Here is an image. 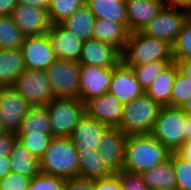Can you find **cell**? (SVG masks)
<instances>
[{
    "label": "cell",
    "instance_id": "11",
    "mask_svg": "<svg viewBox=\"0 0 191 190\" xmlns=\"http://www.w3.org/2000/svg\"><path fill=\"white\" fill-rule=\"evenodd\" d=\"M21 51L26 69L46 71L57 60L47 34L25 37Z\"/></svg>",
    "mask_w": 191,
    "mask_h": 190
},
{
    "label": "cell",
    "instance_id": "1",
    "mask_svg": "<svg viewBox=\"0 0 191 190\" xmlns=\"http://www.w3.org/2000/svg\"><path fill=\"white\" fill-rule=\"evenodd\" d=\"M170 153L152 134L129 135L123 170L141 174L164 162Z\"/></svg>",
    "mask_w": 191,
    "mask_h": 190
},
{
    "label": "cell",
    "instance_id": "17",
    "mask_svg": "<svg viewBox=\"0 0 191 190\" xmlns=\"http://www.w3.org/2000/svg\"><path fill=\"white\" fill-rule=\"evenodd\" d=\"M108 92L125 104L143 95L145 90L137 81L132 68L121 61L113 68V77Z\"/></svg>",
    "mask_w": 191,
    "mask_h": 190
},
{
    "label": "cell",
    "instance_id": "31",
    "mask_svg": "<svg viewBox=\"0 0 191 190\" xmlns=\"http://www.w3.org/2000/svg\"><path fill=\"white\" fill-rule=\"evenodd\" d=\"M174 62V60H161L147 63L144 65L129 67L132 68L134 75L136 76V79L140 83L142 88L146 90L158 77V75L165 71V69Z\"/></svg>",
    "mask_w": 191,
    "mask_h": 190
},
{
    "label": "cell",
    "instance_id": "20",
    "mask_svg": "<svg viewBox=\"0 0 191 190\" xmlns=\"http://www.w3.org/2000/svg\"><path fill=\"white\" fill-rule=\"evenodd\" d=\"M164 6V0H127L126 14L129 31H141Z\"/></svg>",
    "mask_w": 191,
    "mask_h": 190
},
{
    "label": "cell",
    "instance_id": "53",
    "mask_svg": "<svg viewBox=\"0 0 191 190\" xmlns=\"http://www.w3.org/2000/svg\"><path fill=\"white\" fill-rule=\"evenodd\" d=\"M127 0H117L119 3H126Z\"/></svg>",
    "mask_w": 191,
    "mask_h": 190
},
{
    "label": "cell",
    "instance_id": "33",
    "mask_svg": "<svg viewBox=\"0 0 191 190\" xmlns=\"http://www.w3.org/2000/svg\"><path fill=\"white\" fill-rule=\"evenodd\" d=\"M17 141L22 144L32 156L39 160L43 157L46 149L49 147L52 134H16Z\"/></svg>",
    "mask_w": 191,
    "mask_h": 190
},
{
    "label": "cell",
    "instance_id": "8",
    "mask_svg": "<svg viewBox=\"0 0 191 190\" xmlns=\"http://www.w3.org/2000/svg\"><path fill=\"white\" fill-rule=\"evenodd\" d=\"M13 87L31 106H46L55 96L46 71L25 69Z\"/></svg>",
    "mask_w": 191,
    "mask_h": 190
},
{
    "label": "cell",
    "instance_id": "51",
    "mask_svg": "<svg viewBox=\"0 0 191 190\" xmlns=\"http://www.w3.org/2000/svg\"><path fill=\"white\" fill-rule=\"evenodd\" d=\"M5 130H4V127H3V124H2V121H1V118H0V134L1 133H4Z\"/></svg>",
    "mask_w": 191,
    "mask_h": 190
},
{
    "label": "cell",
    "instance_id": "45",
    "mask_svg": "<svg viewBox=\"0 0 191 190\" xmlns=\"http://www.w3.org/2000/svg\"><path fill=\"white\" fill-rule=\"evenodd\" d=\"M176 153L191 162V140L185 141L182 146L176 151Z\"/></svg>",
    "mask_w": 191,
    "mask_h": 190
},
{
    "label": "cell",
    "instance_id": "50",
    "mask_svg": "<svg viewBox=\"0 0 191 190\" xmlns=\"http://www.w3.org/2000/svg\"><path fill=\"white\" fill-rule=\"evenodd\" d=\"M187 114H191V97L186 101V103L181 107Z\"/></svg>",
    "mask_w": 191,
    "mask_h": 190
},
{
    "label": "cell",
    "instance_id": "18",
    "mask_svg": "<svg viewBox=\"0 0 191 190\" xmlns=\"http://www.w3.org/2000/svg\"><path fill=\"white\" fill-rule=\"evenodd\" d=\"M57 59L79 61L83 46L74 33L65 29L61 24L51 25L47 32Z\"/></svg>",
    "mask_w": 191,
    "mask_h": 190
},
{
    "label": "cell",
    "instance_id": "27",
    "mask_svg": "<svg viewBox=\"0 0 191 190\" xmlns=\"http://www.w3.org/2000/svg\"><path fill=\"white\" fill-rule=\"evenodd\" d=\"M11 172L20 173L27 177L33 178L40 170V160L32 156L22 144L18 141L15 142L13 149L8 156Z\"/></svg>",
    "mask_w": 191,
    "mask_h": 190
},
{
    "label": "cell",
    "instance_id": "43",
    "mask_svg": "<svg viewBox=\"0 0 191 190\" xmlns=\"http://www.w3.org/2000/svg\"><path fill=\"white\" fill-rule=\"evenodd\" d=\"M17 7L16 0H0V16L12 15L13 10Z\"/></svg>",
    "mask_w": 191,
    "mask_h": 190
},
{
    "label": "cell",
    "instance_id": "19",
    "mask_svg": "<svg viewBox=\"0 0 191 190\" xmlns=\"http://www.w3.org/2000/svg\"><path fill=\"white\" fill-rule=\"evenodd\" d=\"M108 128V125L85 114L73 129L69 138L77 151L97 150L98 142Z\"/></svg>",
    "mask_w": 191,
    "mask_h": 190
},
{
    "label": "cell",
    "instance_id": "13",
    "mask_svg": "<svg viewBox=\"0 0 191 190\" xmlns=\"http://www.w3.org/2000/svg\"><path fill=\"white\" fill-rule=\"evenodd\" d=\"M113 68L96 65H80L79 99L85 102L109 91Z\"/></svg>",
    "mask_w": 191,
    "mask_h": 190
},
{
    "label": "cell",
    "instance_id": "32",
    "mask_svg": "<svg viewBox=\"0 0 191 190\" xmlns=\"http://www.w3.org/2000/svg\"><path fill=\"white\" fill-rule=\"evenodd\" d=\"M84 3L85 0H50L47 11L51 25L60 24Z\"/></svg>",
    "mask_w": 191,
    "mask_h": 190
},
{
    "label": "cell",
    "instance_id": "7",
    "mask_svg": "<svg viewBox=\"0 0 191 190\" xmlns=\"http://www.w3.org/2000/svg\"><path fill=\"white\" fill-rule=\"evenodd\" d=\"M190 10L180 7L164 6L162 10L142 29L141 32L149 37L175 43L183 25L190 16Z\"/></svg>",
    "mask_w": 191,
    "mask_h": 190
},
{
    "label": "cell",
    "instance_id": "14",
    "mask_svg": "<svg viewBox=\"0 0 191 190\" xmlns=\"http://www.w3.org/2000/svg\"><path fill=\"white\" fill-rule=\"evenodd\" d=\"M85 114L109 127L121 125L123 104L114 95L107 92L101 96L90 98L85 102Z\"/></svg>",
    "mask_w": 191,
    "mask_h": 190
},
{
    "label": "cell",
    "instance_id": "39",
    "mask_svg": "<svg viewBox=\"0 0 191 190\" xmlns=\"http://www.w3.org/2000/svg\"><path fill=\"white\" fill-rule=\"evenodd\" d=\"M117 175L120 179L122 190H150L144 183L140 173L122 170Z\"/></svg>",
    "mask_w": 191,
    "mask_h": 190
},
{
    "label": "cell",
    "instance_id": "4",
    "mask_svg": "<svg viewBox=\"0 0 191 190\" xmlns=\"http://www.w3.org/2000/svg\"><path fill=\"white\" fill-rule=\"evenodd\" d=\"M162 106L143 94L131 102L123 104L122 132L129 135L151 134Z\"/></svg>",
    "mask_w": 191,
    "mask_h": 190
},
{
    "label": "cell",
    "instance_id": "16",
    "mask_svg": "<svg viewBox=\"0 0 191 190\" xmlns=\"http://www.w3.org/2000/svg\"><path fill=\"white\" fill-rule=\"evenodd\" d=\"M12 17L26 37L47 34L51 27L48 11L37 6L17 5Z\"/></svg>",
    "mask_w": 191,
    "mask_h": 190
},
{
    "label": "cell",
    "instance_id": "25",
    "mask_svg": "<svg viewBox=\"0 0 191 190\" xmlns=\"http://www.w3.org/2000/svg\"><path fill=\"white\" fill-rule=\"evenodd\" d=\"M78 176L87 179H101L114 173L100 158L98 150L78 151Z\"/></svg>",
    "mask_w": 191,
    "mask_h": 190
},
{
    "label": "cell",
    "instance_id": "6",
    "mask_svg": "<svg viewBox=\"0 0 191 190\" xmlns=\"http://www.w3.org/2000/svg\"><path fill=\"white\" fill-rule=\"evenodd\" d=\"M50 116L52 136L70 137L85 115V103L79 98H55L46 105Z\"/></svg>",
    "mask_w": 191,
    "mask_h": 190
},
{
    "label": "cell",
    "instance_id": "36",
    "mask_svg": "<svg viewBox=\"0 0 191 190\" xmlns=\"http://www.w3.org/2000/svg\"><path fill=\"white\" fill-rule=\"evenodd\" d=\"M172 47L175 62L191 58V15L184 23L182 31L178 34Z\"/></svg>",
    "mask_w": 191,
    "mask_h": 190
},
{
    "label": "cell",
    "instance_id": "9",
    "mask_svg": "<svg viewBox=\"0 0 191 190\" xmlns=\"http://www.w3.org/2000/svg\"><path fill=\"white\" fill-rule=\"evenodd\" d=\"M79 72L77 61L61 59L46 70L55 98H79Z\"/></svg>",
    "mask_w": 191,
    "mask_h": 190
},
{
    "label": "cell",
    "instance_id": "48",
    "mask_svg": "<svg viewBox=\"0 0 191 190\" xmlns=\"http://www.w3.org/2000/svg\"><path fill=\"white\" fill-rule=\"evenodd\" d=\"M11 172L10 162L8 157H0V180Z\"/></svg>",
    "mask_w": 191,
    "mask_h": 190
},
{
    "label": "cell",
    "instance_id": "38",
    "mask_svg": "<svg viewBox=\"0 0 191 190\" xmlns=\"http://www.w3.org/2000/svg\"><path fill=\"white\" fill-rule=\"evenodd\" d=\"M32 178L10 172L0 180V190H28Z\"/></svg>",
    "mask_w": 191,
    "mask_h": 190
},
{
    "label": "cell",
    "instance_id": "22",
    "mask_svg": "<svg viewBox=\"0 0 191 190\" xmlns=\"http://www.w3.org/2000/svg\"><path fill=\"white\" fill-rule=\"evenodd\" d=\"M25 69L21 49L0 50V87L12 86Z\"/></svg>",
    "mask_w": 191,
    "mask_h": 190
},
{
    "label": "cell",
    "instance_id": "34",
    "mask_svg": "<svg viewBox=\"0 0 191 190\" xmlns=\"http://www.w3.org/2000/svg\"><path fill=\"white\" fill-rule=\"evenodd\" d=\"M191 97V79L180 70L175 75V80L170 96V107L181 108Z\"/></svg>",
    "mask_w": 191,
    "mask_h": 190
},
{
    "label": "cell",
    "instance_id": "52",
    "mask_svg": "<svg viewBox=\"0 0 191 190\" xmlns=\"http://www.w3.org/2000/svg\"><path fill=\"white\" fill-rule=\"evenodd\" d=\"M154 190H178V189H166V188H159V189H154Z\"/></svg>",
    "mask_w": 191,
    "mask_h": 190
},
{
    "label": "cell",
    "instance_id": "35",
    "mask_svg": "<svg viewBox=\"0 0 191 190\" xmlns=\"http://www.w3.org/2000/svg\"><path fill=\"white\" fill-rule=\"evenodd\" d=\"M171 161L178 190H191V162L171 152Z\"/></svg>",
    "mask_w": 191,
    "mask_h": 190
},
{
    "label": "cell",
    "instance_id": "49",
    "mask_svg": "<svg viewBox=\"0 0 191 190\" xmlns=\"http://www.w3.org/2000/svg\"><path fill=\"white\" fill-rule=\"evenodd\" d=\"M191 140V114L186 116L185 141Z\"/></svg>",
    "mask_w": 191,
    "mask_h": 190
},
{
    "label": "cell",
    "instance_id": "3",
    "mask_svg": "<svg viewBox=\"0 0 191 190\" xmlns=\"http://www.w3.org/2000/svg\"><path fill=\"white\" fill-rule=\"evenodd\" d=\"M78 151L69 137H53L40 159L44 174L69 179L78 176Z\"/></svg>",
    "mask_w": 191,
    "mask_h": 190
},
{
    "label": "cell",
    "instance_id": "23",
    "mask_svg": "<svg viewBox=\"0 0 191 190\" xmlns=\"http://www.w3.org/2000/svg\"><path fill=\"white\" fill-rule=\"evenodd\" d=\"M178 70V64L176 62L172 63L165 71L158 75L153 83L145 90V94L155 102H158L162 107H170L171 91Z\"/></svg>",
    "mask_w": 191,
    "mask_h": 190
},
{
    "label": "cell",
    "instance_id": "21",
    "mask_svg": "<svg viewBox=\"0 0 191 190\" xmlns=\"http://www.w3.org/2000/svg\"><path fill=\"white\" fill-rule=\"evenodd\" d=\"M130 33L129 29L121 23L96 18L92 38L114 45L122 52Z\"/></svg>",
    "mask_w": 191,
    "mask_h": 190
},
{
    "label": "cell",
    "instance_id": "47",
    "mask_svg": "<svg viewBox=\"0 0 191 190\" xmlns=\"http://www.w3.org/2000/svg\"><path fill=\"white\" fill-rule=\"evenodd\" d=\"M166 6L185 8L191 11V0H164Z\"/></svg>",
    "mask_w": 191,
    "mask_h": 190
},
{
    "label": "cell",
    "instance_id": "41",
    "mask_svg": "<svg viewBox=\"0 0 191 190\" xmlns=\"http://www.w3.org/2000/svg\"><path fill=\"white\" fill-rule=\"evenodd\" d=\"M63 190H93V180L79 176L65 179Z\"/></svg>",
    "mask_w": 191,
    "mask_h": 190
},
{
    "label": "cell",
    "instance_id": "30",
    "mask_svg": "<svg viewBox=\"0 0 191 190\" xmlns=\"http://www.w3.org/2000/svg\"><path fill=\"white\" fill-rule=\"evenodd\" d=\"M25 35L14 23L12 15L0 16V48L21 49Z\"/></svg>",
    "mask_w": 191,
    "mask_h": 190
},
{
    "label": "cell",
    "instance_id": "10",
    "mask_svg": "<svg viewBox=\"0 0 191 190\" xmlns=\"http://www.w3.org/2000/svg\"><path fill=\"white\" fill-rule=\"evenodd\" d=\"M31 105L13 87H0V118L5 132L17 133Z\"/></svg>",
    "mask_w": 191,
    "mask_h": 190
},
{
    "label": "cell",
    "instance_id": "44",
    "mask_svg": "<svg viewBox=\"0 0 191 190\" xmlns=\"http://www.w3.org/2000/svg\"><path fill=\"white\" fill-rule=\"evenodd\" d=\"M17 5H32L48 10L50 0H16Z\"/></svg>",
    "mask_w": 191,
    "mask_h": 190
},
{
    "label": "cell",
    "instance_id": "12",
    "mask_svg": "<svg viewBox=\"0 0 191 190\" xmlns=\"http://www.w3.org/2000/svg\"><path fill=\"white\" fill-rule=\"evenodd\" d=\"M127 135L119 127H109L98 142L100 158L114 173L123 170Z\"/></svg>",
    "mask_w": 191,
    "mask_h": 190
},
{
    "label": "cell",
    "instance_id": "15",
    "mask_svg": "<svg viewBox=\"0 0 191 190\" xmlns=\"http://www.w3.org/2000/svg\"><path fill=\"white\" fill-rule=\"evenodd\" d=\"M122 61L121 51L109 43L91 38L83 42L80 65H96L103 68H114Z\"/></svg>",
    "mask_w": 191,
    "mask_h": 190
},
{
    "label": "cell",
    "instance_id": "28",
    "mask_svg": "<svg viewBox=\"0 0 191 190\" xmlns=\"http://www.w3.org/2000/svg\"><path fill=\"white\" fill-rule=\"evenodd\" d=\"M86 6L98 19H109L128 28L126 3L117 0H85Z\"/></svg>",
    "mask_w": 191,
    "mask_h": 190
},
{
    "label": "cell",
    "instance_id": "40",
    "mask_svg": "<svg viewBox=\"0 0 191 190\" xmlns=\"http://www.w3.org/2000/svg\"><path fill=\"white\" fill-rule=\"evenodd\" d=\"M93 190H122L121 182L117 174L106 178L93 180Z\"/></svg>",
    "mask_w": 191,
    "mask_h": 190
},
{
    "label": "cell",
    "instance_id": "26",
    "mask_svg": "<svg viewBox=\"0 0 191 190\" xmlns=\"http://www.w3.org/2000/svg\"><path fill=\"white\" fill-rule=\"evenodd\" d=\"M95 19L94 14L84 3L60 24L84 42L92 38Z\"/></svg>",
    "mask_w": 191,
    "mask_h": 190
},
{
    "label": "cell",
    "instance_id": "37",
    "mask_svg": "<svg viewBox=\"0 0 191 190\" xmlns=\"http://www.w3.org/2000/svg\"><path fill=\"white\" fill-rule=\"evenodd\" d=\"M64 182L61 177L40 172L32 178L28 190H63Z\"/></svg>",
    "mask_w": 191,
    "mask_h": 190
},
{
    "label": "cell",
    "instance_id": "5",
    "mask_svg": "<svg viewBox=\"0 0 191 190\" xmlns=\"http://www.w3.org/2000/svg\"><path fill=\"white\" fill-rule=\"evenodd\" d=\"M187 113L178 107H162L151 134L170 152L185 142Z\"/></svg>",
    "mask_w": 191,
    "mask_h": 190
},
{
    "label": "cell",
    "instance_id": "29",
    "mask_svg": "<svg viewBox=\"0 0 191 190\" xmlns=\"http://www.w3.org/2000/svg\"><path fill=\"white\" fill-rule=\"evenodd\" d=\"M16 134H52L46 106H31Z\"/></svg>",
    "mask_w": 191,
    "mask_h": 190
},
{
    "label": "cell",
    "instance_id": "2",
    "mask_svg": "<svg viewBox=\"0 0 191 190\" xmlns=\"http://www.w3.org/2000/svg\"><path fill=\"white\" fill-rule=\"evenodd\" d=\"M122 53V62L138 66L161 60H174L173 47L164 40L149 37L141 31L131 32Z\"/></svg>",
    "mask_w": 191,
    "mask_h": 190
},
{
    "label": "cell",
    "instance_id": "46",
    "mask_svg": "<svg viewBox=\"0 0 191 190\" xmlns=\"http://www.w3.org/2000/svg\"><path fill=\"white\" fill-rule=\"evenodd\" d=\"M176 63L178 64L179 70L189 79H191V58L177 60Z\"/></svg>",
    "mask_w": 191,
    "mask_h": 190
},
{
    "label": "cell",
    "instance_id": "24",
    "mask_svg": "<svg viewBox=\"0 0 191 190\" xmlns=\"http://www.w3.org/2000/svg\"><path fill=\"white\" fill-rule=\"evenodd\" d=\"M144 183L150 190L166 188L177 189L175 173L171 161V153L168 159L154 168L141 173Z\"/></svg>",
    "mask_w": 191,
    "mask_h": 190
},
{
    "label": "cell",
    "instance_id": "42",
    "mask_svg": "<svg viewBox=\"0 0 191 190\" xmlns=\"http://www.w3.org/2000/svg\"><path fill=\"white\" fill-rule=\"evenodd\" d=\"M17 135L13 132L0 134V157H8L13 149Z\"/></svg>",
    "mask_w": 191,
    "mask_h": 190
}]
</instances>
